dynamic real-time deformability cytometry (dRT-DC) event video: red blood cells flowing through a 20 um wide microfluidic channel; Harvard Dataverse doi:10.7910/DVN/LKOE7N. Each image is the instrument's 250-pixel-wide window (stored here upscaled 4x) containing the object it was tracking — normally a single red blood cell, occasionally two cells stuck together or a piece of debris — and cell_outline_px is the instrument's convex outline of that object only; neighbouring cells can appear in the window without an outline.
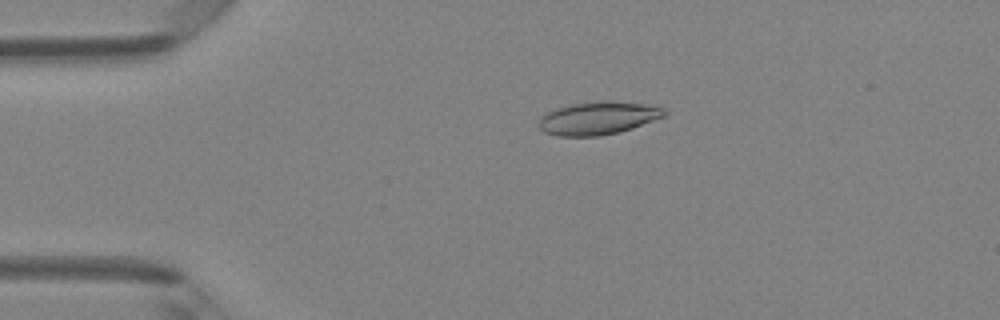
{"species": "Egyptian fruit bat (a non-hibernating species)", "species_latin": "Rousettus aegyptiacus", "temperature_condition": "room temperature", "stored_images_in_passage": 48, "camera_frame_rate_fps": 3000, "um_per_image_px": 0.085, "animal": {"sex": "female"}, "frame": {"image": 1, "passage_image": 10, "time_ms": 3.0, "image_size_px": [1000, 320], "cell_outline_px": [[668, 116], [620, 132], [600, 136], [556, 136], [544, 132], [536, 124], [540, 116], [556, 108], [572, 104], [608, 100], [656, 104], [664, 108], [668, 112]], "centroid_in_image_um": [50.9, 10.03], "position_along_channel_um": 34.1, "area_um2": 24.74}}
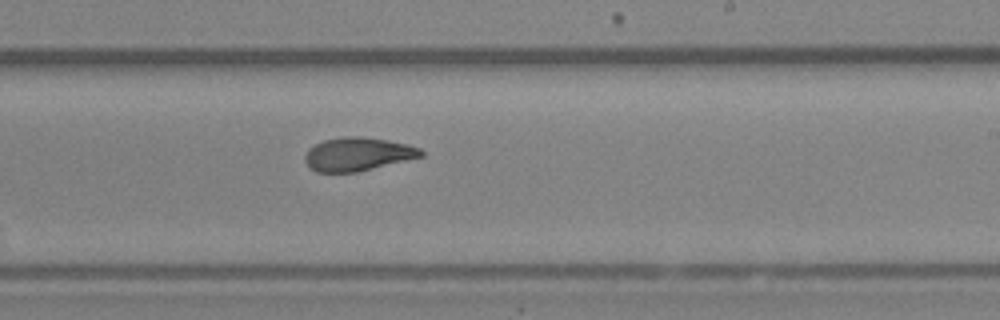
{"frame": {"image": 2, "passage_image": 29, "time_ms": 9.333, "image_size_px": [1000, 320], "cell_outline_px": [[424, 156], [356, 172], [316, 172], [304, 160], [304, 156], [308, 148], [324, 140], [344, 136], [360, 136], [388, 140], [408, 144], [420, 148], [424, 152]], "centroid_in_image_um": [30.42, 13.09], "position_along_channel_um": 258.6, "area_um2": 22.54}}
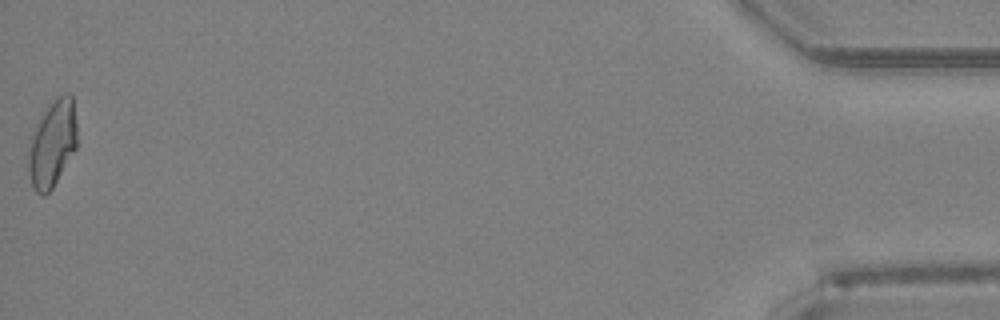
{"frame": {"image": 3, "passage_image": 48, "time_ms": 15.667, "image_size_px": [1000, 320], "cell_outline_px": [[76, 148], [52, 188], [44, 196], [40, 196], [32, 188], [28, 172], [28, 140], [36, 124], [44, 112], [56, 96], [64, 92], [68, 92], [72, 96], [76, 124]], "centroid_in_image_um": [4.41, 12.22], "position_along_channel_um": 430.8, "area_um2": 24.74}, "authors_computed_cell_mechanics": {"area_um2": 23.4379, "velocity_mm_per_s": 4.2365, "shape_relaxation_time_tau1_ms": 7.9785, "shape_relaxation_time_tau2_ms": 1.9947, "deformation_change_tau1": 0.2089, "deformation_change_tau2": 0.0906}}